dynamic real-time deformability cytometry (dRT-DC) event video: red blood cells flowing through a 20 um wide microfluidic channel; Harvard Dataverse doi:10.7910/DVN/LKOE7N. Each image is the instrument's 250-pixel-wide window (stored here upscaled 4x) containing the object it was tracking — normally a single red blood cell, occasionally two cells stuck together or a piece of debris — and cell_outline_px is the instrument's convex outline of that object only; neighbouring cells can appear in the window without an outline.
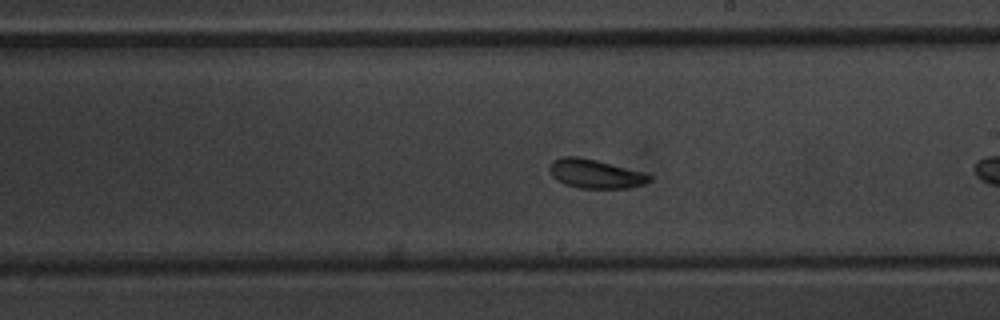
{"species": "common noctule bat (a hibernating species)", "species_latin": "Nyctalus noctula", "temperature_condition": "warm", "stored_images_in_passage": 36, "camera_frame_rate_fps": 3000, "um_per_image_px": 0.085, "animal": {"sex": "male", "body_mass_g": 20.1, "forearm_length_mm": 53.5}, "frame": {"image": 1, "passage_image": 15, "time_ms": 4.667, "image_size_px": [1000, 320], "cell_outline_px": [[652, 180], [644, 184], [628, 188], [580, 188], [564, 184], [556, 180], [552, 176], [548, 168], [552, 160], [560, 156], [576, 156], [596, 160], [648, 172], [652, 176]], "centroid_in_image_um": [50.62, 14.76], "position_along_channel_um": 238.4, "area_um2": 17.22}}
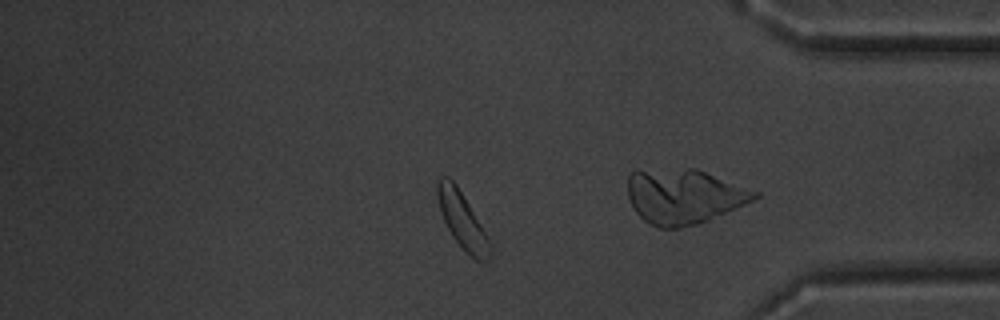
{"frame": {"image": 2, "passage_image": 30, "time_ms": 9.667, "image_size_px": [1000, 320], "cell_outline_px": [[492, 252], [488, 260], [476, 260], [452, 236], [440, 212], [436, 196], [436, 180], [440, 176], [448, 176], [456, 184], [492, 244]], "centroid_in_image_um": [39.26, 18.68], "position_along_channel_um": 395.9, "area_um2": 16.88}, "authors_computed_cell_mechanics": {"area_um2": 17.6579, "velocity_mm_per_s": 3.6592, "shape_relaxation_time_tau1_ms": 2.7975, "shape_relaxation_time_tau2_ms": 1.0399, "deformation_change_tau1": 0.3402, "deformation_change_tau2": 0.0996}}